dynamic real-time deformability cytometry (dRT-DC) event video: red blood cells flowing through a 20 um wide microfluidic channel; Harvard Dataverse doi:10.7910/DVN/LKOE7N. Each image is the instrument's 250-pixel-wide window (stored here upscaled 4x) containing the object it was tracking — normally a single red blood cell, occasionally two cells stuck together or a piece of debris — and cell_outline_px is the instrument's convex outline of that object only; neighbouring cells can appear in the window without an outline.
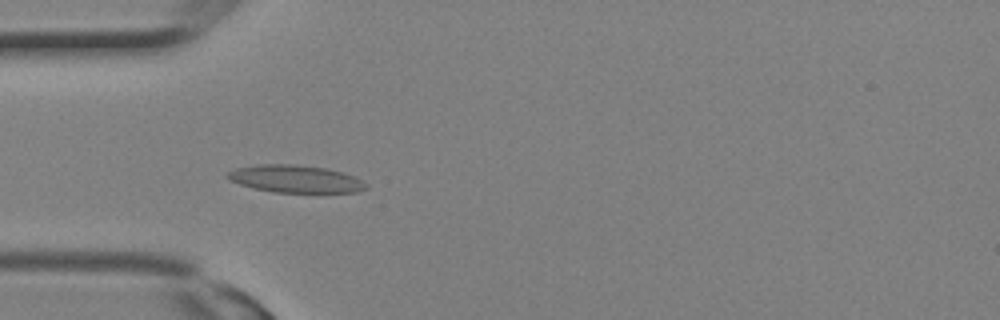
{"species": "Egyptian fruit bat (a non-hibernating species)", "species_latin": "Rousettus aegyptiacus", "temperature_condition": "room temperature", "stored_images_in_passage": 24, "camera_frame_rate_fps": 3000, "um_per_image_px": 0.085, "animal": {"sex": "female"}, "frame": {"image": 1, "passage_image": 3, "time_ms": 0.667, "image_size_px": [1000, 320], "cell_outline_px": [[368, 188], [356, 192], [272, 192], [252, 188], [228, 180], [224, 176], [228, 172], [236, 168], [260, 164], [296, 164], [324, 168], [344, 172], [368, 184]], "centroid_in_image_um": [25.07, 15.2], "position_along_channel_um": 59.9, "area_um2": 22.2}}
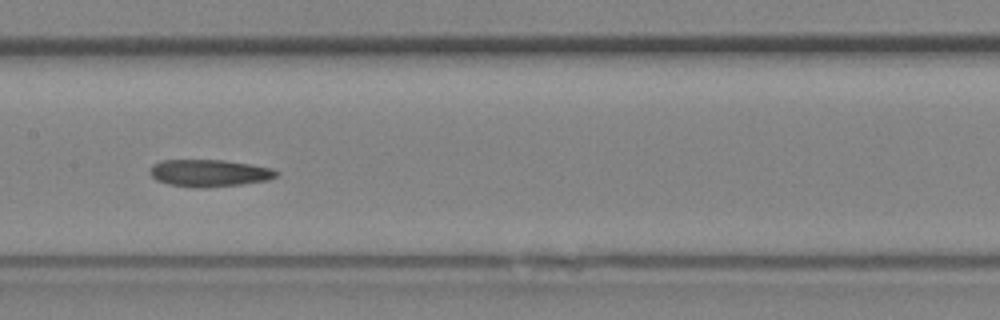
{"frame": {"image": 2, "passage_image": 9, "time_ms": 2.667, "image_size_px": [1000, 320], "cell_outline_px": [[280, 172], [276, 176], [268, 180], [240, 184], [204, 188], [196, 188], [168, 184], [156, 180], [148, 172], [152, 164], [164, 160], [224, 160], [272, 168]], "centroid_in_image_um": [17.76, 14.71], "position_along_channel_um": 189.6, "area_um2": 20.0}}
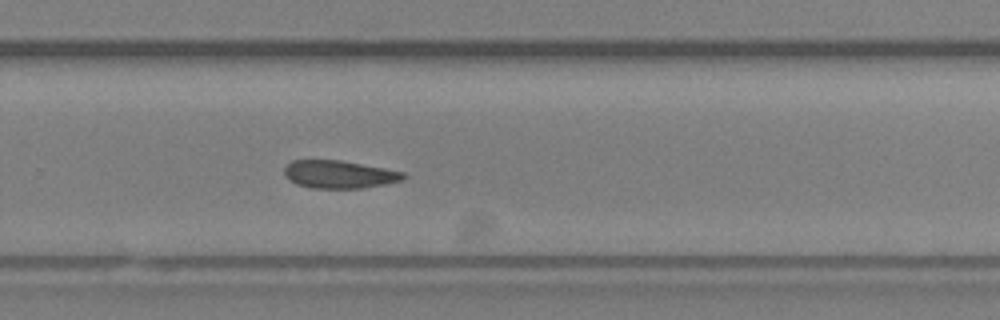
{"frame": {"image": 3, "passage_image": 14, "time_ms": 4.333, "image_size_px": [1000, 320], "cell_outline_px": [[408, 176], [404, 180], [364, 188], [312, 188], [296, 184], [288, 180], [284, 172], [284, 168], [292, 160], [340, 160], [384, 168], [404, 172]], "centroid_in_image_um": [28.84, 14.82], "position_along_channel_um": 301.0, "area_um2": 19.36}}